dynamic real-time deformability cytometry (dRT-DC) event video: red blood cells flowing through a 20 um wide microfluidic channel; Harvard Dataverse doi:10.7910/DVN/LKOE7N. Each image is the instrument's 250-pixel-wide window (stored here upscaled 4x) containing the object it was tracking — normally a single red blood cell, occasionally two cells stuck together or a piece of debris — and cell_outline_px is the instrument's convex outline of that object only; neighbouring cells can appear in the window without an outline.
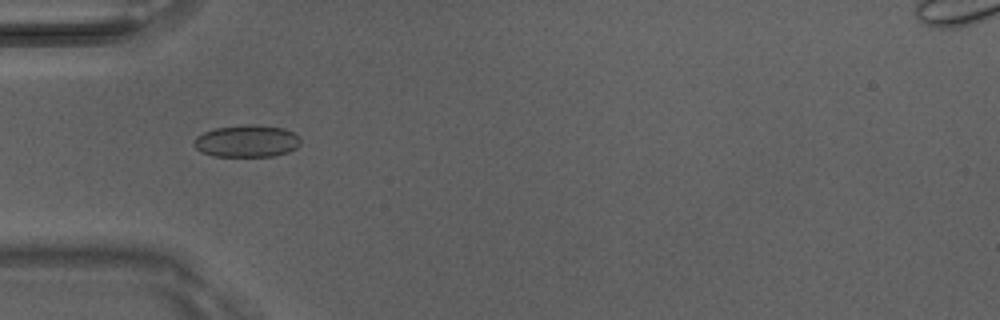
{"species": "Egyptian fruit bat (a non-hibernating species)", "species_latin": "Rousettus aegyptiacus", "temperature_condition": "room temperature", "stored_images_in_passage": 30, "camera_frame_rate_fps": 3000, "um_per_image_px": 0.085, "animal": {"sex": "male"}, "frame": {"image": 1, "passage_image": 5, "time_ms": 1.333, "image_size_px": [1000, 320], "cell_outline_px": [[300, 144], [296, 148], [288, 152], [272, 156], [212, 156], [200, 152], [192, 144], [192, 140], [196, 136], [204, 132], [216, 128], [248, 124], [252, 124], [284, 128], [300, 136]], "centroid_in_image_um": [20.95, 11.99], "position_along_channel_um": 64.0, "area_um2": 20.11}}
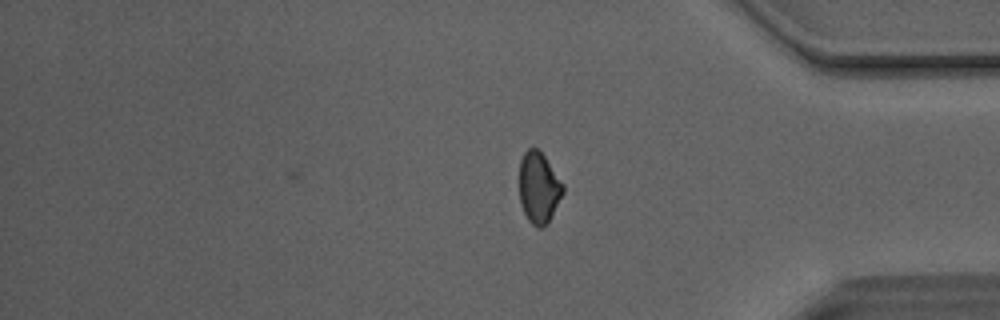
{"frame": {"image": 2, "passage_image": 30, "time_ms": 9.667, "image_size_px": [1000, 320], "cell_outline_px": [[564, 192], [548, 224], [540, 228], [536, 228], [528, 220], [520, 204], [520, 160], [524, 152], [528, 148], [536, 148], [544, 156], [564, 184]], "centroid_in_image_um": [45.8, 15.98], "position_along_channel_um": 389.4, "area_um2": 18.15}, "authors_computed_cell_mechanics": {"area_um2": 18.9873, "velocity_mm_per_s": 4.1416, "shape_relaxation_time_tau1_ms": null, "shape_relaxation_time_tau2_ms": 2.9202, "deformation_change_tau1": null, "deformation_change_tau2": 0.072}}